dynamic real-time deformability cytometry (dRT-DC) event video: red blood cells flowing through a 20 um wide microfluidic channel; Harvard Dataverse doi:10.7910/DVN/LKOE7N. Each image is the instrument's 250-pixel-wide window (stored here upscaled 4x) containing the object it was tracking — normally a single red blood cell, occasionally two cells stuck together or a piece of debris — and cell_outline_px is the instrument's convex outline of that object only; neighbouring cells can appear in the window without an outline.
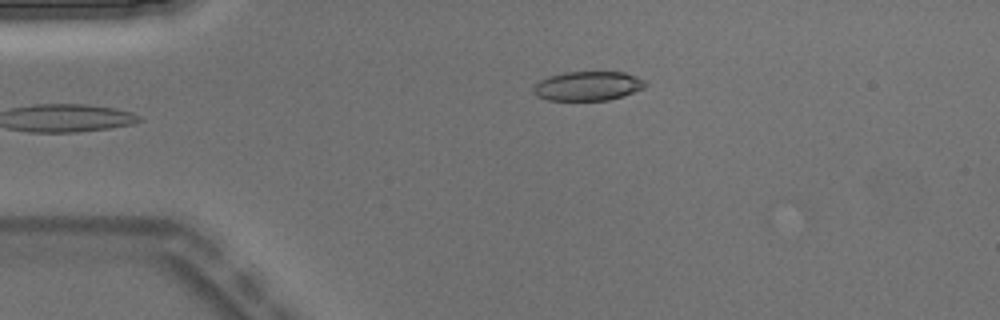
{"species": "Egyptian fruit bat (a non-hibernating species)", "species_latin": "Rousettus aegyptiacus", "temperature_condition": "warm", "stored_images_in_passage": 3, "camera_frame_rate_fps": 3000, "um_per_image_px": 0.085, "animal": {"sex": "male"}, "frame": {"image": 1, "passage_image": 3, "time_ms": 0.667, "image_size_px": [1000, 320], "cell_outline_px": [[648, 84], [644, 88], [624, 96], [608, 100], [548, 100], [536, 96], [532, 92], [532, 88], [540, 80], [548, 76], [564, 72], [624, 72], [636, 76], [644, 80]], "centroid_in_image_um": [49.96, 7.31], "position_along_channel_um": 35.0, "area_um2": 19.25}}